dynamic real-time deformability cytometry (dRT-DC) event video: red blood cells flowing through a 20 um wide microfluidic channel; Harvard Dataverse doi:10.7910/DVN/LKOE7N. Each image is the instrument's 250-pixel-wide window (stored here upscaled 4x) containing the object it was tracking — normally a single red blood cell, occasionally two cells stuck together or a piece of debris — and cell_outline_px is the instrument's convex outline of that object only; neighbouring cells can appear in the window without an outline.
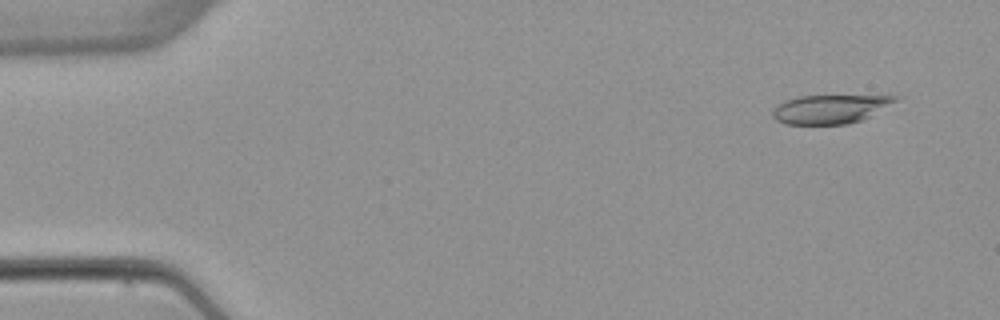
{"species": "common noctule bat (a hibernating species)", "species_latin": "Nyctalus noctula", "temperature_condition": "warm", "stored_images_in_passage": 4, "camera_frame_rate_fps": 3000, "um_per_image_px": 0.085, "animal": {"sex": "female", "body_mass_g": 22.7, "forearm_length_mm": 54.2}, "frame": {"image": 1, "passage_image": 1, "time_ms": 0.0, "image_size_px": [1000, 320], "cell_outline_px": [[904, 96], [868, 116], [860, 120], [848, 124], [784, 124], [776, 120], [772, 116], [772, 108], [776, 104], [784, 100], [800, 96]], "centroid_in_image_um": [70.46, 9.27], "position_along_channel_um": 14.5, "area_um2": 20.35}}
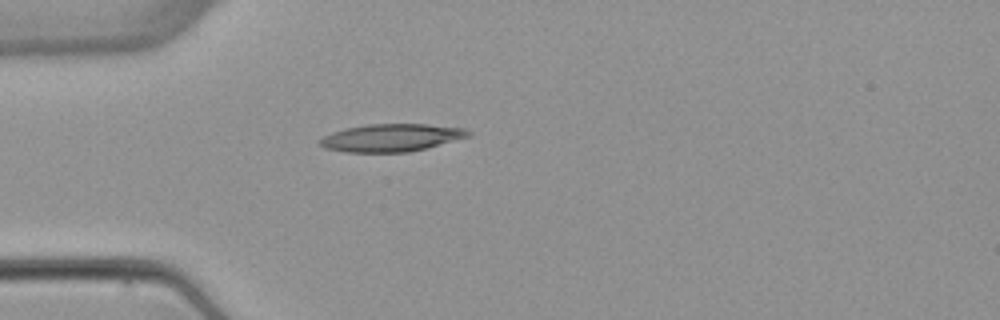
{"frame": {"image": 2, "passage_image": 4, "time_ms": 3.667, "image_size_px": [1000, 320], "cell_outline_px": [[472, 136], [408, 152], [344, 152], [324, 148], [316, 140], [332, 132], [344, 128], [368, 124], [428, 124], [464, 128], [472, 132]], "centroid_in_image_um": [33.24, 11.7], "position_along_channel_um": 51.8, "area_um2": 23.99}}